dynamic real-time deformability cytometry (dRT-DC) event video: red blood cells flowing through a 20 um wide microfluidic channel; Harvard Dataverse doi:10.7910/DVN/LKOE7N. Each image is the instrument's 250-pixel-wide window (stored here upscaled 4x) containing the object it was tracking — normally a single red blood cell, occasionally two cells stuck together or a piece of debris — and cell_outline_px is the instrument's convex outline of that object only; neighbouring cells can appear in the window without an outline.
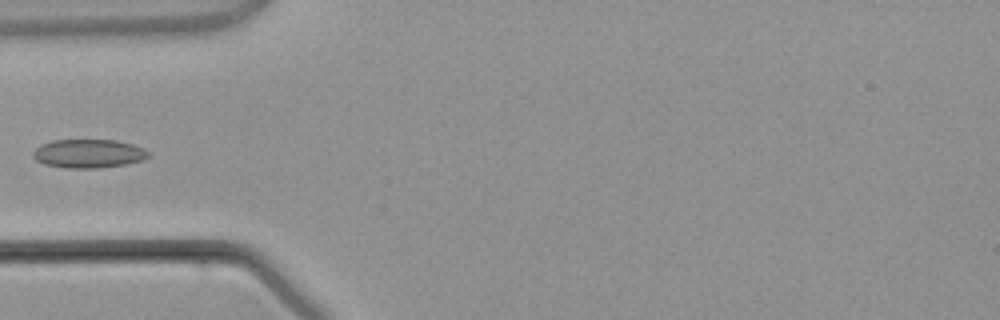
{"species": "common noctule bat (a hibernating species)", "species_latin": "Nyctalus noctula", "temperature_condition": "warm", "stored_images_in_passage": 3, "camera_frame_rate_fps": 3000, "um_per_image_px": 0.085, "animal": {"sex": "male", "body_mass_g": 21.5, "forearm_length_mm": 52.0}, "frame": {"image": 1, "passage_image": 3, "time_ms": 2.333, "image_size_px": [1000, 320], "cell_outline_px": [[148, 156], [144, 160], [124, 164], [96, 168], [68, 168], [44, 164], [36, 160], [32, 156], [32, 152], [40, 144], [52, 140], [116, 140], [132, 144], [144, 148], [148, 152]], "centroid_in_image_um": [7.49, 13.05], "position_along_channel_um": 77.5, "area_um2": 19.25}}